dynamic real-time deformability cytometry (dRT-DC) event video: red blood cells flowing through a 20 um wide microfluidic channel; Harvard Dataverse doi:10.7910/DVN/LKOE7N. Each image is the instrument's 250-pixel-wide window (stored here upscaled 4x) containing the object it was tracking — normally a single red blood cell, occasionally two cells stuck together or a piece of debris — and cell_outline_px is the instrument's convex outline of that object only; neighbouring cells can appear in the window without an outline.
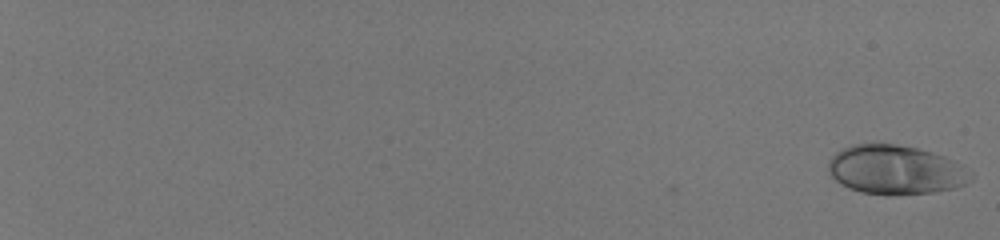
{"species": "human", "species_latin": "Homo sapiens", "temperature_condition": "room temperature", "stored_images_in_passage": 57, "camera_frame_rate_fps": 3000, "um_per_image_px": 0.085, "donor": {"sex": "male"}, "frame": {"image": 1, "passage_image": 1, "time_ms": 0.0, "image_size_px": [1000, 240], "cell_outline_px": [[972, 180], [956, 188], [932, 192], [888, 196], [860, 192], [840, 184], [828, 172], [828, 160], [836, 152], [852, 144], [872, 140], [896, 144], [916, 148], [932, 152], [944, 156], [964, 164], [972, 172]], "centroid_in_image_um": [76.12, 14.41], "position_along_channel_um": 8.9, "area_um2": 41.85}}
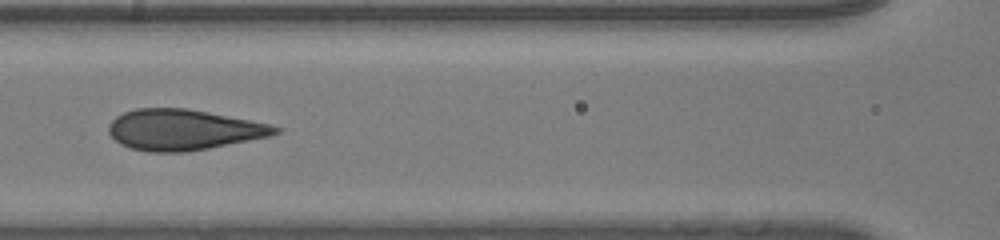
{"frame": {"image": 2, "passage_image": 33, "time_ms": 10.667, "image_size_px": [1000, 240], "cell_outline_px": [[280, 132], [272, 136], [208, 148], [184, 152], [148, 152], [128, 148], [120, 144], [108, 132], [108, 124], [116, 116], [124, 112], [136, 108], [188, 108], [272, 124], [280, 128]], "centroid_in_image_um": [15.58, 11.03], "position_along_channel_um": 151.0, "area_um2": 39.71}}
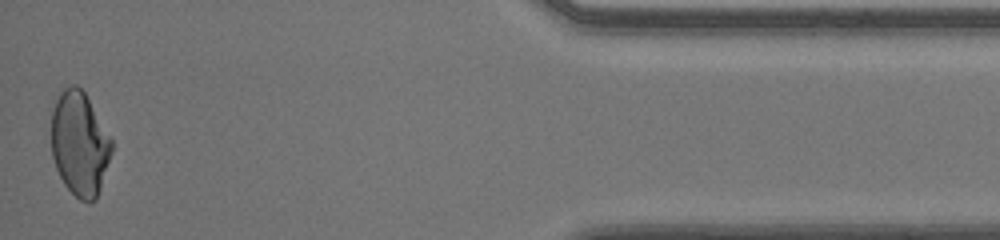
{"frame": {"image": 3, "passage_image": 57, "time_ms": 18.667, "image_size_px": [1000, 240], "cell_outline_px": [[112, 152], [96, 200], [88, 204], [80, 200], [64, 184], [56, 168], [52, 156], [52, 100], [64, 88], [72, 84], [76, 84], [84, 92], [112, 136]], "centroid_in_image_um": [6.77, 12.19], "position_along_channel_um": 428.4, "area_um2": 37.05}, "authors_computed_cell_mechanics": {"area_um2": 38.9572, "velocity_mm_per_s": 4.0894, "shape_relaxation_time_tau1_ms": 10.4188, "shape_relaxation_time_tau2_ms": null, "deformation_change_tau1": 0.2731, "deformation_change_tau2": null}}